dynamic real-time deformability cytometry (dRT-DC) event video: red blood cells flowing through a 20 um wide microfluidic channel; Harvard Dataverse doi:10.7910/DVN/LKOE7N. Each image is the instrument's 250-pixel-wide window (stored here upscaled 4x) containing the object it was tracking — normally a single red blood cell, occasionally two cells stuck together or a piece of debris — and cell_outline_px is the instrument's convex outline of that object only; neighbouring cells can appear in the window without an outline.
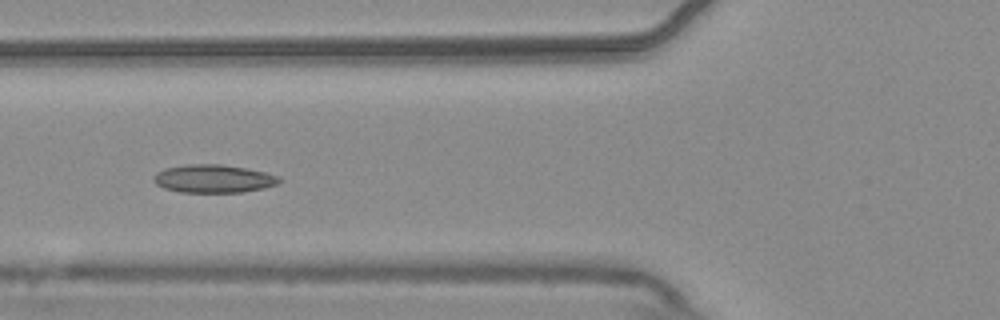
{"species": "common noctule bat (a hibernating species)", "species_latin": "Nyctalus noctula", "temperature_condition": "warm", "stored_images_in_passage": 40, "camera_frame_rate_fps": 3000, "um_per_image_px": 0.085, "animal": {"sex": "male", "body_mass_g": 20.4}, "frame": {"image": 1, "passage_image": 6, "time_ms": 1.667, "image_size_px": [1000, 320], "cell_outline_px": [[280, 180], [276, 184], [264, 188], [244, 192], [180, 192], [164, 188], [156, 184], [152, 180], [152, 176], [156, 172], [164, 168], [188, 164], [220, 164], [248, 168], [280, 176]], "centroid_in_image_um": [18.11, 15.18], "position_along_channel_um": 107.7, "area_um2": 20.69}}
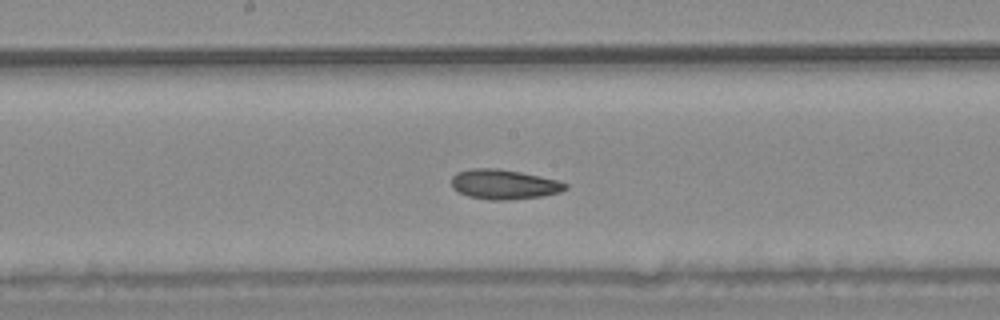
{"frame": {"image": 2, "passage_image": 14, "time_ms": 4.333, "image_size_px": [1000, 320], "cell_outline_px": [[568, 188], [560, 192], [544, 196], [508, 200], [488, 200], [468, 196], [452, 188], [452, 176], [456, 172], [472, 168], [496, 168], [520, 172], [540, 176], [556, 180], [568, 184]], "centroid_in_image_um": [42.83, 15.67], "position_along_channel_um": 205.4, "area_um2": 19.83}}
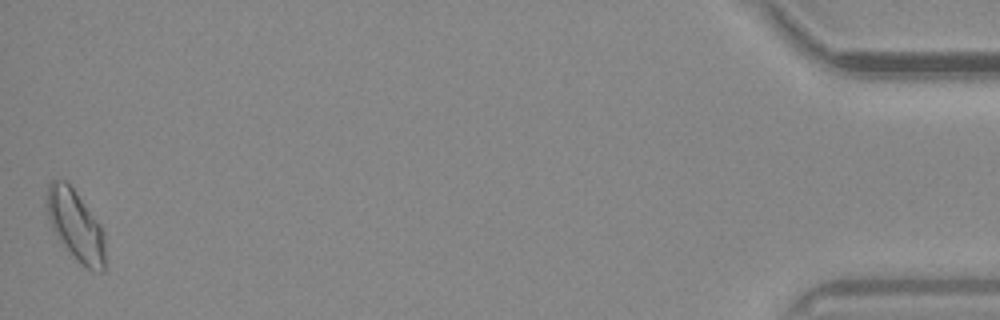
{"frame": {"image": 3, "passage_image": 40, "time_ms": 13.0, "image_size_px": [1000, 320], "cell_outline_px": [[104, 272], [100, 272], [88, 268], [76, 260], [60, 244], [48, 220], [44, 204], [48, 184], [52, 180], [64, 180], [72, 188], [100, 224], [104, 232]], "centroid_in_image_um": [6.37, 19.16], "position_along_channel_um": 428.8, "area_um2": 24.16}, "authors_computed_cell_mechanics": {"area_um2": 19.8254, "velocity_mm_per_s": 3.6563, "shape_relaxation_time_tau1_ms": null, "shape_relaxation_time_tau2_ms": 3.1204, "deformation_change_tau1": null, "deformation_change_tau2": 0.0799}}